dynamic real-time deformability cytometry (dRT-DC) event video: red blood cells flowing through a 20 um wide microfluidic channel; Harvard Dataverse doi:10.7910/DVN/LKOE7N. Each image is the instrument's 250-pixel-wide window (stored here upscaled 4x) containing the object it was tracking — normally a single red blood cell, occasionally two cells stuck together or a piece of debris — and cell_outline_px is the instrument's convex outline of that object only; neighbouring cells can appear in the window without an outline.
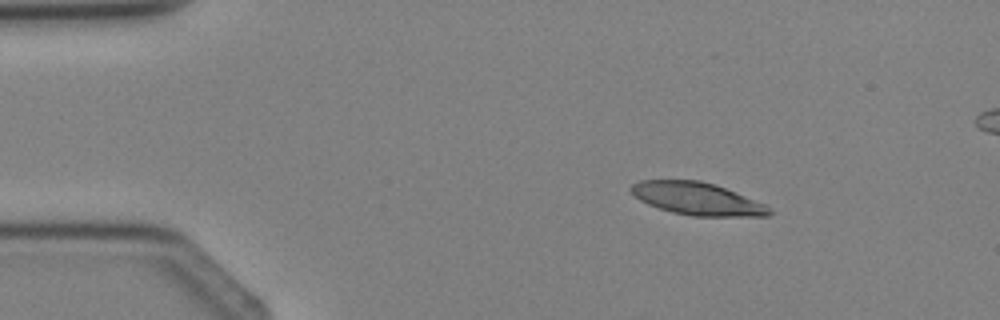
{"species": "Egyptian fruit bat (a non-hibernating species)", "species_latin": "Rousettus aegyptiacus", "temperature_condition": "cold", "stored_images_in_passage": 3, "camera_frame_rate_fps": 3000, "um_per_image_px": 0.085, "animal": {"sex": "female"}, "frame": {"image": 1, "passage_image": 1, "time_ms": 0.0, "image_size_px": [1000, 320], "cell_outline_px": [[772, 212], [768, 216], [692, 216], [672, 212], [648, 204], [640, 200], [628, 188], [632, 184], [640, 180], [700, 180], [724, 188], [764, 204]], "centroid_in_image_um": [59.21, 16.89], "position_along_channel_um": 25.8, "area_um2": 25.78}}